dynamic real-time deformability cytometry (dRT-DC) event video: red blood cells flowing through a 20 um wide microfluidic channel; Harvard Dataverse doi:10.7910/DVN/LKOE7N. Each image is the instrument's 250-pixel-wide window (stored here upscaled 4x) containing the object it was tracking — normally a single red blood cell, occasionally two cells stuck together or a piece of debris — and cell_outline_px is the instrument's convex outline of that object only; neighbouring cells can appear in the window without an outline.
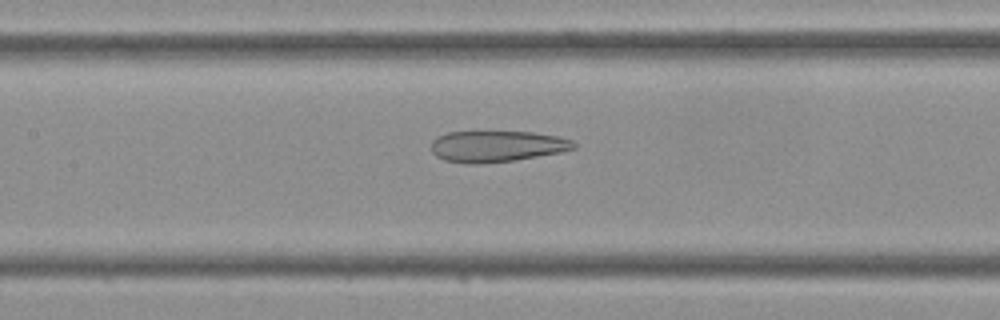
{"species": "Egyptian fruit bat (a non-hibernating species)", "species_latin": "Rousettus aegyptiacus", "temperature_condition": "cold", "stored_images_in_passage": 36, "camera_frame_rate_fps": 3000, "um_per_image_px": 0.085, "frame": {"image": 1, "passage_image": 12, "time_ms": 3.667, "image_size_px": [1000, 320], "cell_outline_px": [[576, 148], [560, 152], [516, 160], [480, 164], [464, 164], [444, 160], [436, 156], [432, 152], [432, 140], [436, 136], [448, 132], [532, 132], [556, 136], [572, 140], [576, 144]], "centroid_in_image_um": [42.2, 12.44], "position_along_channel_um": 165.2, "area_um2": 26.01}}
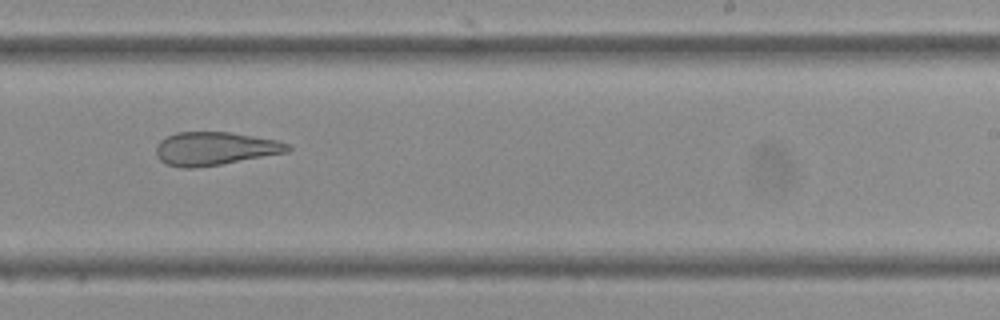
{"frame": {"image": 2, "passage_image": 19, "time_ms": 6.0, "image_size_px": [1000, 320], "cell_outline_px": [[292, 148], [288, 152], [220, 164], [196, 168], [184, 168], [164, 164], [156, 156], [156, 144], [160, 140], [176, 132], [228, 132], [276, 140], [292, 144]], "centroid_in_image_um": [18.24, 12.63], "position_along_channel_um": 270.8, "area_um2": 25.55}}
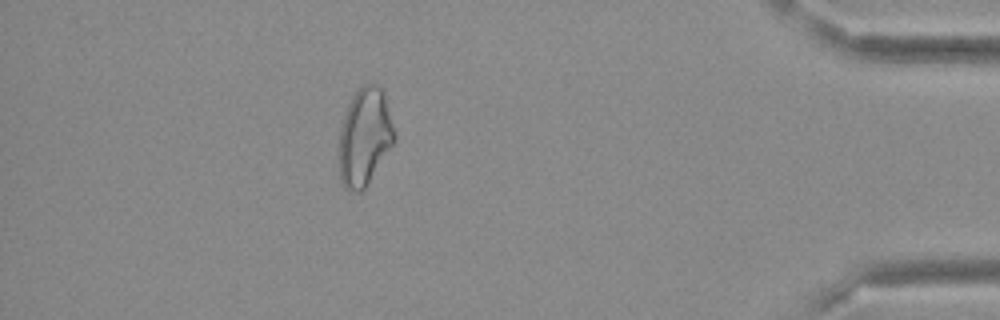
{"frame": {"image": 3, "passage_image": 31, "time_ms": 10.0, "image_size_px": [1000, 320], "cell_outline_px": [[396, 136], [392, 144], [364, 188], [360, 192], [352, 192], [344, 188], [340, 180], [340, 128], [348, 104], [352, 96], [364, 84], [380, 84], [384, 92]], "centroid_in_image_um": [30.99, 11.61], "position_along_channel_um": 404.2, "area_um2": 30.98}}